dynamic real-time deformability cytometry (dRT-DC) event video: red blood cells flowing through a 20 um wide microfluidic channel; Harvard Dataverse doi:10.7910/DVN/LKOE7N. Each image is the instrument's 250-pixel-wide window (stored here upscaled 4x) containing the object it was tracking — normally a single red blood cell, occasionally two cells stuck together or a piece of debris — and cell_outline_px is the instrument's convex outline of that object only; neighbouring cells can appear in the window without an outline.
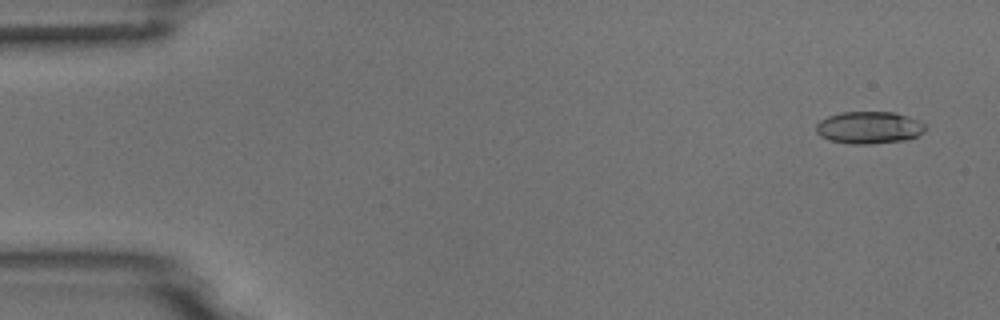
{"species": "common noctule bat (a hibernating species)", "species_latin": "Nyctalus noctula", "temperature_condition": "room temperature", "stored_images_in_passage": 7, "camera_frame_rate_fps": 3000, "um_per_image_px": 0.085, "animal": {"sex": "male", "body_mass_g": 18.8}, "frame": {"image": 1, "passage_image": 1, "time_ms": 0.0, "image_size_px": [1000, 320], "cell_outline_px": [[928, 128], [924, 132], [908, 140], [872, 144], [852, 144], [828, 140], [820, 136], [816, 132], [816, 124], [820, 120], [828, 116], [844, 112], [892, 112], [908, 116], [928, 124]], "centroid_in_image_um": [73.91, 10.85], "position_along_channel_um": 11.1, "area_um2": 20.81}}
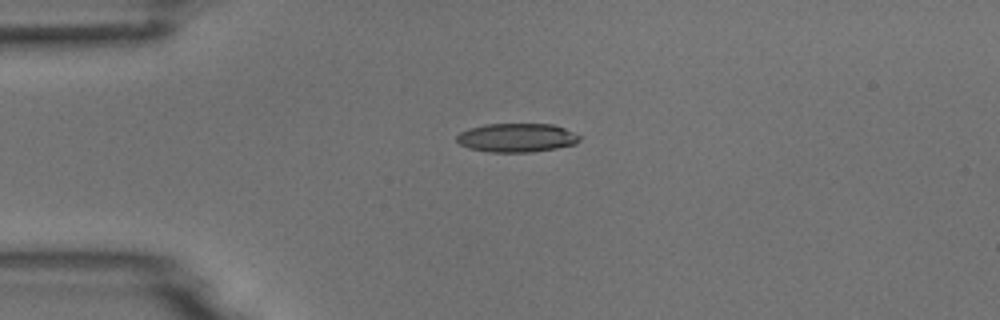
{"frame": {"image": 2, "passage_image": 3, "time_ms": 3.333, "image_size_px": [1000, 320], "cell_outline_px": [[580, 140], [576, 144], [556, 148], [532, 152], [488, 152], [468, 148], [460, 144], [456, 140], [456, 136], [460, 132], [468, 128], [484, 124], [552, 124], [564, 128], [580, 136]], "centroid_in_image_um": [43.89, 11.71], "position_along_channel_um": 41.1, "area_um2": 20.69}}